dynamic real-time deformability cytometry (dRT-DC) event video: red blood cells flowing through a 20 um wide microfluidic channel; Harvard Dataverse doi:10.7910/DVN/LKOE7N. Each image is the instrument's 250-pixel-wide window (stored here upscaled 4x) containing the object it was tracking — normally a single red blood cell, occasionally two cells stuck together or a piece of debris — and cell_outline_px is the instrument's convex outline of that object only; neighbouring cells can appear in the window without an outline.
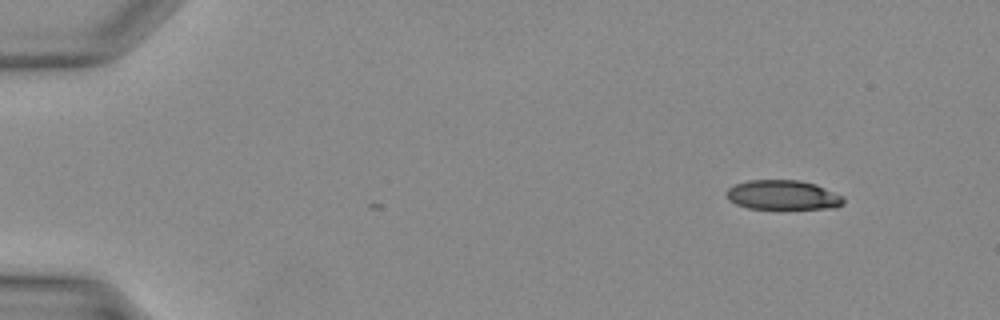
{"species": "Egyptian fruit bat (a non-hibernating species)", "species_latin": "Rousettus aegyptiacus", "temperature_condition": "warm", "stored_images_in_passage": 2, "camera_frame_rate_fps": 3000, "um_per_image_px": 0.085, "animal": {"sex": "female"}, "frame": {"image": 1, "passage_image": 1, "time_ms": 0.0, "image_size_px": [1000, 320], "cell_outline_px": [[844, 204], [836, 208], [748, 208], [736, 204], [728, 200], [724, 192], [728, 188], [736, 184], [748, 180], [800, 180], [816, 184], [844, 196]], "centroid_in_image_um": [66.54, 16.57], "position_along_channel_um": 18.5, "area_um2": 20.23}}